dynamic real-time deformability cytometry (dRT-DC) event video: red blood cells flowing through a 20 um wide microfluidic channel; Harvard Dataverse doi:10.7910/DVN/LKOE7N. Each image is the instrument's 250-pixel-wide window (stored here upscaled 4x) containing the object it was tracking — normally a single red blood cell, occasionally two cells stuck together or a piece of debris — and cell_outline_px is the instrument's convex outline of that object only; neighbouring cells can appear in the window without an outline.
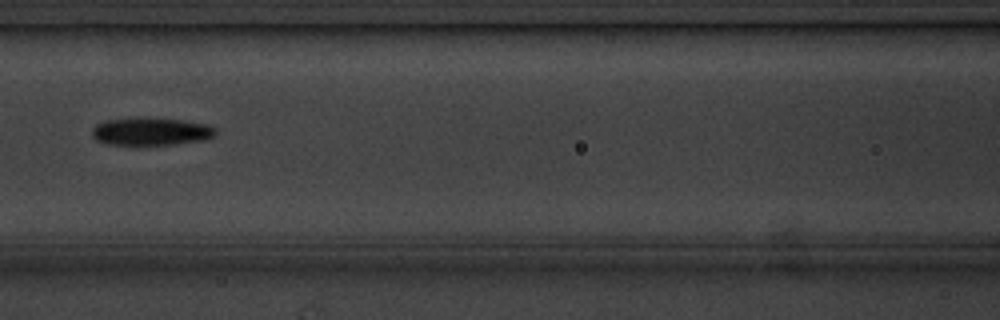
{"species": "common noctule bat (a hibernating species)", "species_latin": "Nyctalus noctula", "temperature_condition": "cold", "stored_images_in_passage": 12, "camera_frame_rate_fps": 3000, "um_per_image_px": 0.085, "animal": {"sex": "male", "body_mass_g": 20.1, "forearm_length_mm": 53.5}, "frame": {"image": 1, "passage_image": 4, "time_ms": 3.667, "image_size_px": [1000, 320], "cell_outline_px": [[216, 132], [212, 136], [200, 140], [168, 144], [108, 144], [96, 140], [92, 136], [92, 128], [96, 124], [104, 120], [140, 116], [180, 120], [208, 124], [216, 128]], "centroid_in_image_um": [12.76, 11.14], "position_along_channel_um": 153.8, "area_um2": 19.94}}
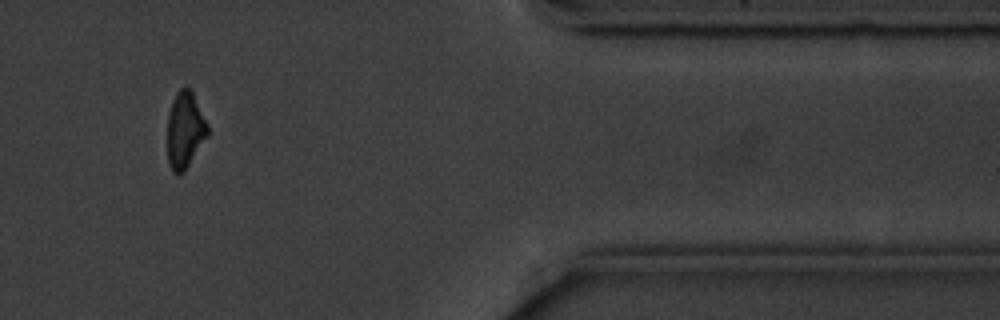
{"frame": {"image": 2, "passage_image": 10, "time_ms": 11.333, "image_size_px": [1000, 320], "cell_outline_px": [[208, 136], [184, 172], [180, 176], [172, 172], [168, 164], [168, 116], [172, 100], [176, 92], [180, 88], [188, 84], [192, 88], [208, 124]], "centroid_in_image_um": [15.73, 11.02], "position_along_channel_um": 395.7, "area_um2": 18.44}}
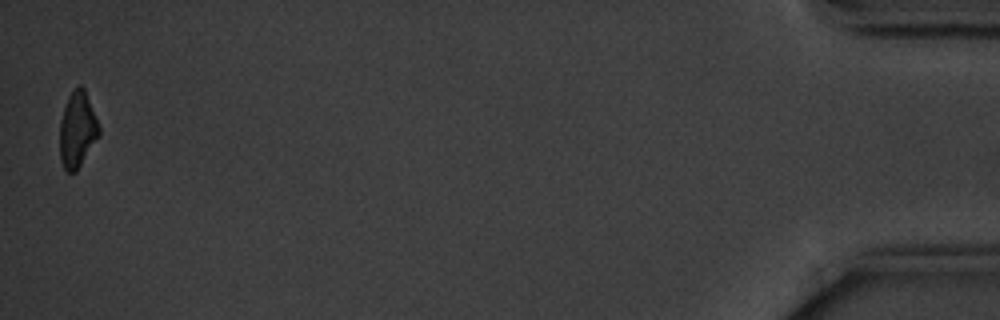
{"frame": {"image": 3, "passage_image": 12, "time_ms": 14.0, "image_size_px": [1000, 320], "cell_outline_px": [[100, 136], [76, 172], [68, 172], [64, 168], [60, 160], [60, 120], [68, 96], [80, 84], [84, 88], [100, 128]], "centroid_in_image_um": [6.58, 11.06], "position_along_channel_um": 428.6, "area_um2": 17.28}, "authors_computed_cell_mechanics": {"area_um2": 19.3341, "velocity_mm_per_s": 3.5649, "shape_relaxation_time_tau1_ms": 2.0808, "shape_relaxation_time_tau2_ms": null, "deformation_change_tau1": 0.105, "deformation_change_tau2": null}}